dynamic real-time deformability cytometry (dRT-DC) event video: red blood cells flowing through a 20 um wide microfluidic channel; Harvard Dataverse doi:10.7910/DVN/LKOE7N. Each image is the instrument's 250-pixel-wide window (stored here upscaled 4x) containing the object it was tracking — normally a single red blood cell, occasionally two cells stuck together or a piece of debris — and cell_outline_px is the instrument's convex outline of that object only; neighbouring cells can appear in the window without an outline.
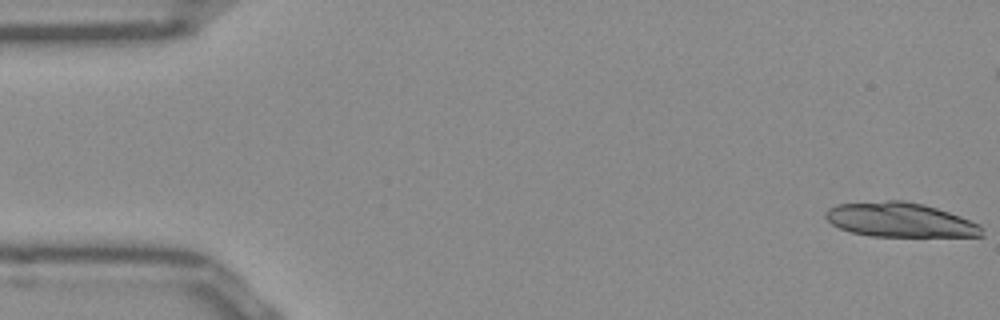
{"species": "Egyptian fruit bat (a non-hibernating species)", "species_latin": "Rousettus aegyptiacus", "temperature_condition": "room temperature", "stored_images_in_passage": 24, "camera_frame_rate_fps": 3000, "um_per_image_px": 0.085, "frame": {"image": 1, "passage_image": 1, "time_ms": 0.0, "image_size_px": [1000, 320], "cell_outline_px": [[984, 236], [872, 236], [852, 232], [840, 228], [832, 224], [824, 216], [824, 212], [828, 208], [836, 204], [888, 200], [904, 200], [924, 204], [960, 216], [980, 224]], "centroid_in_image_um": [76.48, 18.68], "position_along_channel_um": 8.5, "area_um2": 31.27}}